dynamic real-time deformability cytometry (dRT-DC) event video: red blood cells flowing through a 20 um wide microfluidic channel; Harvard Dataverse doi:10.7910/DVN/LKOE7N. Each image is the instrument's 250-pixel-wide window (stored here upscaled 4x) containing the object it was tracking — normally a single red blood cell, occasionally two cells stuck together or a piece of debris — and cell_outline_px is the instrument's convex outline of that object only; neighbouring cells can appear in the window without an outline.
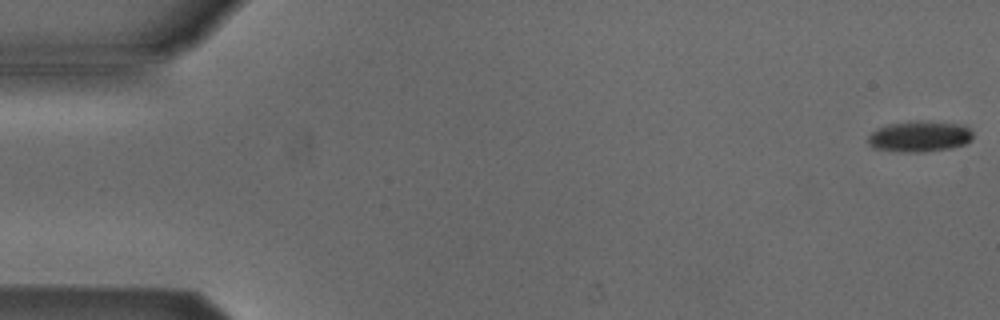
{"species": "Egyptian fruit bat (a non-hibernating species)", "species_latin": "Rousettus aegyptiacus", "temperature_condition": "cold", "stored_images_in_passage": 46, "camera_frame_rate_fps": 3000, "um_per_image_px": 0.085, "animal": {"sex": "male"}, "frame": {"image": 1, "passage_image": 1, "time_ms": 0.0, "image_size_px": [1000, 320], "cell_outline_px": [[972, 140], [964, 144], [952, 148], [920, 152], [900, 152], [872, 148], [868, 144], [868, 136], [876, 128], [888, 124], [916, 120], [928, 120], [960, 124], [968, 128], [972, 132]], "centroid_in_image_um": [78.14, 11.59], "position_along_channel_um": 6.9, "area_um2": 19.19}}
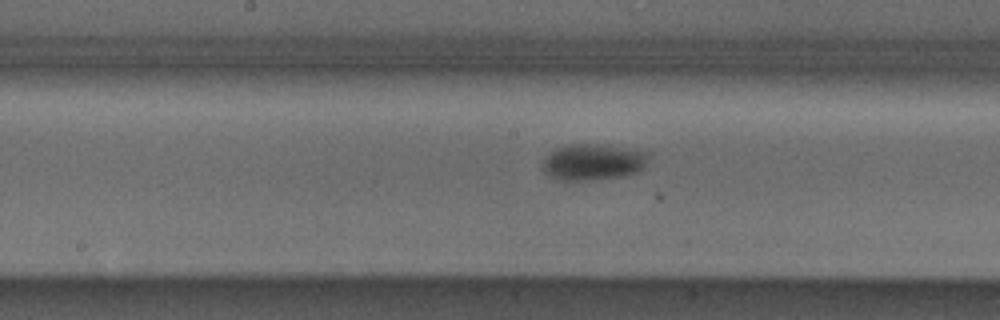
{"frame": {"image": 2, "passage_image": 27, "time_ms": 8.667, "image_size_px": [1000, 320], "cell_outline_px": [[652, 152], [644, 164], [636, 172], [620, 176], [580, 180], [564, 180], [548, 176], [544, 172], [544, 156], [556, 148], [568, 144], [596, 144]], "centroid_in_image_um": [50.38, 13.75], "position_along_channel_um": 197.8, "area_um2": 21.96}}
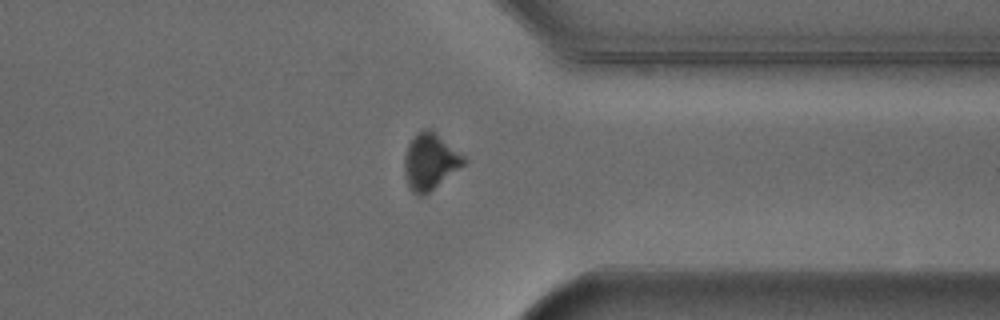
{"frame": {"image": 3, "passage_image": 41, "time_ms": 13.333, "image_size_px": [1000, 320], "cell_outline_px": [[468, 160], [464, 164], [424, 196], [416, 196], [412, 192], [408, 184], [404, 172], [404, 156], [408, 144], [424, 128], [428, 128], [436, 132], [464, 156]], "centroid_in_image_um": [36.55, 13.74], "position_along_channel_um": 374.9, "area_um2": 19.25}, "authors_computed_cell_mechanics": {"area_um2": 20.7213, "velocity_mm_per_s": 3.8945, "shape_relaxation_time_tau1_ms": 3.1669, "shape_relaxation_time_tau2_ms": null, "deformation_change_tau1": 0.0768, "deformation_change_tau2": null}}